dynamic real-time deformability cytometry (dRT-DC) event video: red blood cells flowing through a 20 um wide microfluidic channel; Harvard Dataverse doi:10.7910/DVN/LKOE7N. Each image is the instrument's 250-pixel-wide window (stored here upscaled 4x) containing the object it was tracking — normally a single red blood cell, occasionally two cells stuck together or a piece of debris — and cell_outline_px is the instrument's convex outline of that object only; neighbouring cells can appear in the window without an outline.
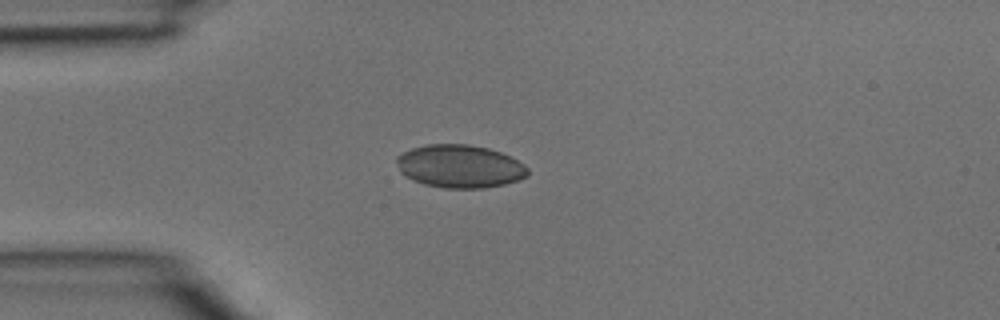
{"species": "common noctule bat (a hibernating species)", "species_latin": "Nyctalus noctula", "temperature_condition": "room temperature", "stored_images_in_passage": 1, "camera_frame_rate_fps": 3000, "um_per_image_px": 0.085, "animal": {"sex": "male", "body_mass_g": 15.6}, "frame": {"image": 1, "passage_image": 1, "time_ms": 0.0, "image_size_px": [1000, 320], "cell_outline_px": [[528, 176], [504, 184], [484, 188], [444, 188], [424, 184], [412, 180], [404, 176], [400, 172], [396, 160], [396, 156], [412, 148], [428, 144], [468, 144], [488, 148], [500, 152], [524, 164], [528, 168]], "centroid_in_image_um": [39.06, 14.14], "position_along_channel_um": 45.9, "area_um2": 32.83}}